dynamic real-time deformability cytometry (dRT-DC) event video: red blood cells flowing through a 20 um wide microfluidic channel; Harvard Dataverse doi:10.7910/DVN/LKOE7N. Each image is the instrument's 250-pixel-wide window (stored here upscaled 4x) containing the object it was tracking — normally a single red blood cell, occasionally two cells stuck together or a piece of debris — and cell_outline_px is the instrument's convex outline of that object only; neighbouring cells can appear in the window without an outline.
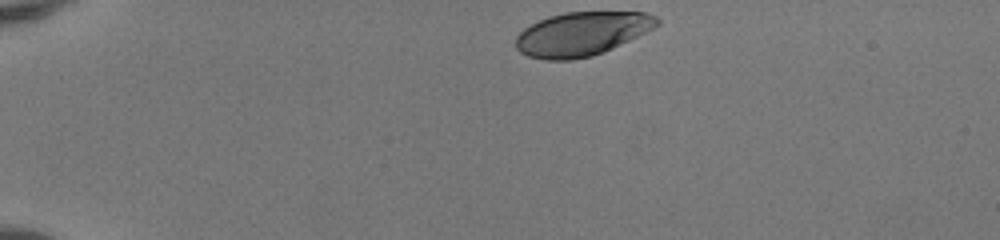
{"species": "human", "species_latin": "Homo sapiens", "temperature_condition": "room temperature", "stored_images_in_passage": 37, "camera_frame_rate_fps": 3000, "um_per_image_px": 0.085, "donor": {"sex": "female"}, "frame": {"image": 1, "passage_image": 1, "time_ms": 0.0, "image_size_px": [1000, 240], "cell_outline_px": [[660, 24], [612, 48], [592, 56], [572, 60], [544, 60], [528, 56], [520, 52], [516, 48], [516, 36], [524, 28], [548, 16], [564, 12], [644, 12], [656, 16], [660, 20]], "centroid_in_image_um": [49.42, 2.87], "position_along_channel_um": 35.6, "area_um2": 35.84}}
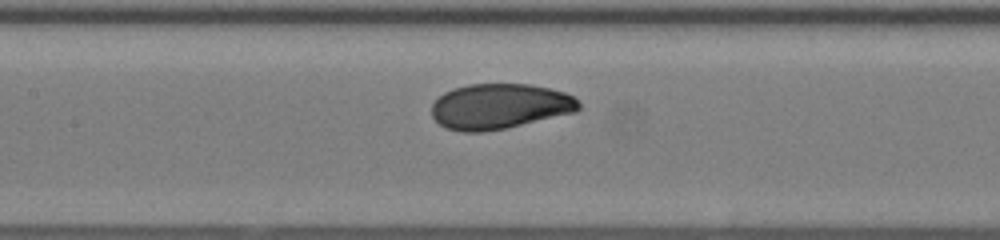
{"frame": {"image": 2, "passage_image": 16, "time_ms": 5.0, "image_size_px": [1000, 240], "cell_outline_px": [[580, 108], [576, 112], [504, 128], [484, 132], [460, 132], [444, 128], [432, 116], [432, 104], [444, 92], [452, 88], [468, 84], [528, 84], [548, 88], [564, 92], [572, 96], [580, 104]], "centroid_in_image_um": [42.43, 9.04], "position_along_channel_um": 165.0, "area_um2": 38.78}}
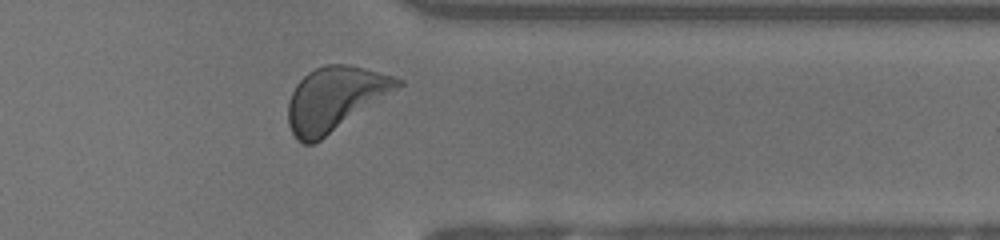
{"frame": {"image": 3, "passage_image": 32, "time_ms": 10.333, "image_size_px": [1000, 240], "cell_outline_px": [[404, 84], [320, 140], [312, 144], [300, 144], [296, 140], [288, 124], [288, 100], [296, 84], [308, 72], [316, 68], [328, 64], [348, 64], [364, 68], [392, 76], [404, 80]], "centroid_in_image_um": [28.43, 8.4], "position_along_channel_um": 383.0, "area_um2": 40.34}, "authors_computed_cell_mechanics": {"area_um2": 39.015, "velocity_mm_per_s": 4.1222, "shape_relaxation_time_tau1_ms": 2.1674, "shape_relaxation_time_tau2_ms": null, "deformation_change_tau1": 0.1287, "deformation_change_tau2": null}}